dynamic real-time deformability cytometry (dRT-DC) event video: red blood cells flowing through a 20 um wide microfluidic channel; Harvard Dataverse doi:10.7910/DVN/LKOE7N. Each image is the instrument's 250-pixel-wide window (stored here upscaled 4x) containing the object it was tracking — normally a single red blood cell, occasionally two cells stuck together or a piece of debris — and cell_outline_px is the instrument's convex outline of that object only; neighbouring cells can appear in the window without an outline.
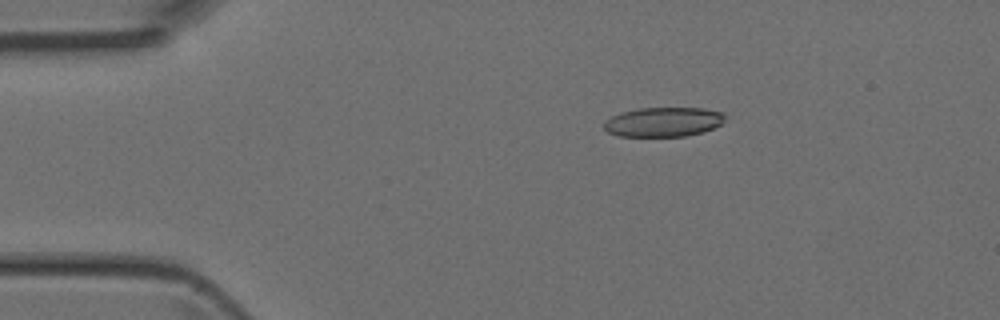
{"species": "Egyptian fruit bat (a non-hibernating species)", "species_latin": "Rousettus aegyptiacus", "temperature_condition": "room temperature", "stored_images_in_passage": 5, "camera_frame_rate_fps": 3000, "um_per_image_px": 0.085, "animal": {"sex": "female"}, "frame": {"image": 1, "passage_image": 3, "time_ms": 0.667, "image_size_px": [1000, 320], "cell_outline_px": [[728, 116], [720, 124], [704, 132], [688, 136], [616, 136], [608, 132], [604, 128], [604, 120], [620, 112], [640, 108], [704, 108], [724, 112]], "centroid_in_image_um": [56.4, 10.36], "position_along_channel_um": 28.6, "area_um2": 21.04}}
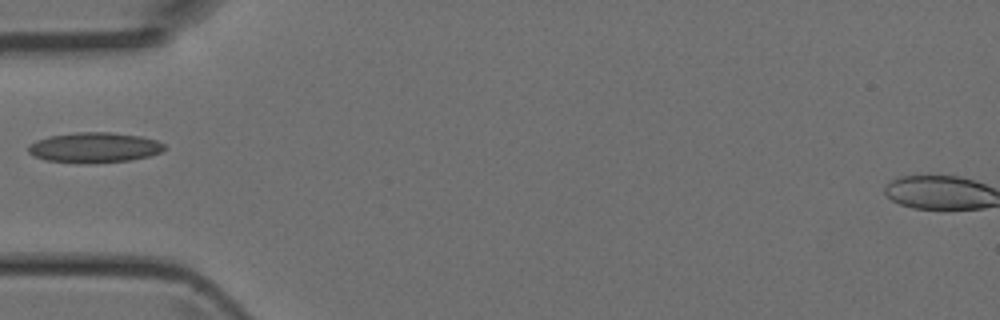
{"frame": {"image": 2, "passage_image": 5, "time_ms": 1.333, "image_size_px": [1000, 320], "cell_outline_px": [[168, 148], [160, 152], [148, 156], [128, 160], [88, 164], [44, 160], [28, 152], [28, 144], [36, 140], [48, 136], [76, 132], [112, 132], [140, 136], [156, 140], [164, 144]], "centroid_in_image_um": [8.01, 12.54], "position_along_channel_um": 77.0, "area_um2": 24.1}}